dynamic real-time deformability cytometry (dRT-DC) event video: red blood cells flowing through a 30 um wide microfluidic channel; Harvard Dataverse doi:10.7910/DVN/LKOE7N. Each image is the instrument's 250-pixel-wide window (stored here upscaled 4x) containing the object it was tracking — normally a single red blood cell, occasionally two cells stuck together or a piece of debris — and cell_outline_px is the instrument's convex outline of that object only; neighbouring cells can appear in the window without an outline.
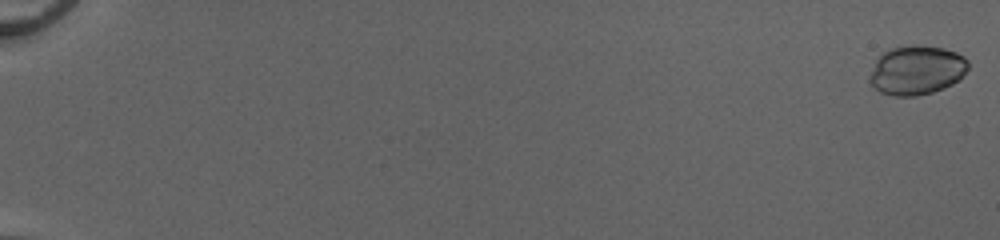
{"species": "common noctule bat (a hibernating species)", "species_latin": "Nyctalus noctula", "temperature_condition": "cold", "stored_images_in_passage": 53, "camera_frame_rate_fps": 3000, "um_per_image_px": 0.085, "animal": {"sex": "female", "body_mass_g": 20.0, "forearm_length_mm": 54.0}, "frame": {"image": 1, "passage_image": 1, "time_ms": 0.0, "image_size_px": [1000, 240], "cell_outline_px": [[968, 68], [960, 80], [944, 88], [932, 92], [916, 96], [892, 96], [880, 92], [868, 80], [876, 60], [884, 52], [892, 48], [912, 44], [944, 48], [956, 52], [964, 56], [968, 60]], "centroid_in_image_um": [77.94, 5.96], "position_along_channel_um": 7.1, "area_um2": 28.32}}
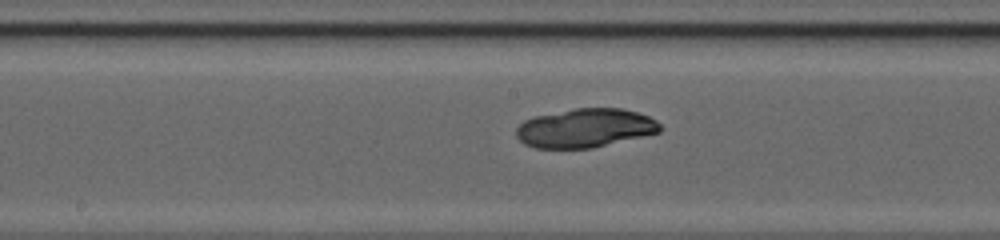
{"frame": {"image": 2, "passage_image": 31, "time_ms": 10.0, "image_size_px": [1000, 240], "cell_outline_px": [[664, 128], [660, 132], [592, 148], [536, 148], [524, 144], [516, 136], [516, 128], [524, 120], [532, 116], [576, 108], [624, 108], [648, 116], [656, 120]], "centroid_in_image_um": [49.74, 10.88], "position_along_channel_um": 198.5, "area_um2": 32.71}}
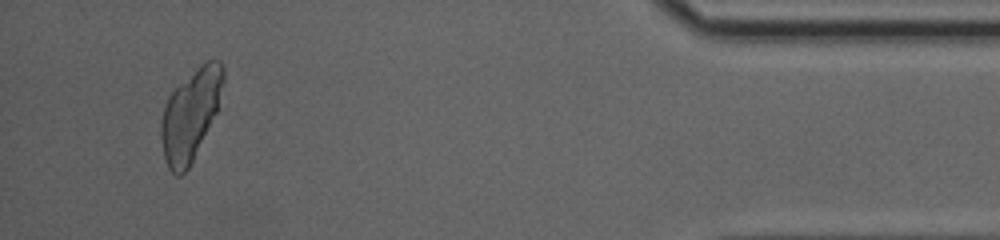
{"frame": {"image": 3, "passage_image": 51, "time_ms": 16.667, "image_size_px": [1000, 240], "cell_outline_px": [[224, 80], [216, 112], [188, 168], [180, 176], [176, 176], [168, 168], [164, 156], [160, 136], [160, 120], [168, 96], [204, 60], [220, 60], [224, 68]], "centroid_in_image_um": [16.17, 9.73], "position_along_channel_um": 419.0, "area_um2": 32.43}}